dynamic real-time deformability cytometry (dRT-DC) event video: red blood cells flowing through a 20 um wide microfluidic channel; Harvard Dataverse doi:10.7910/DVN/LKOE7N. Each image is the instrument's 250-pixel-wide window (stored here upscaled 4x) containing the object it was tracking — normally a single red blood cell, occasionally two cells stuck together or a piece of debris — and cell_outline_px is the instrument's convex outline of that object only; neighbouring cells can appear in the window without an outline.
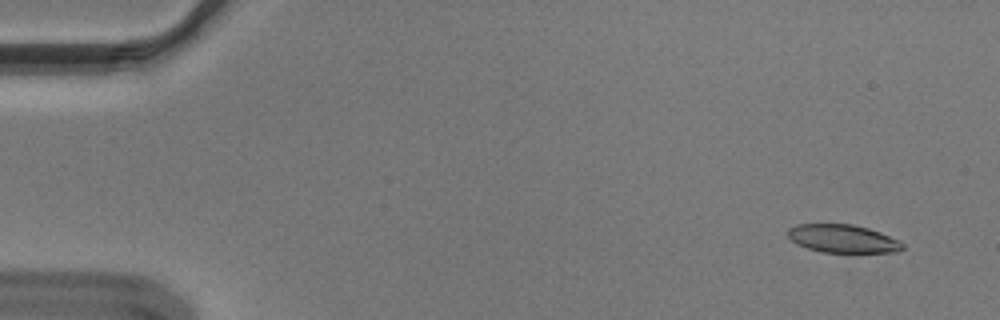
{"species": "Egyptian fruit bat (a non-hibernating species)", "species_latin": "Rousettus aegyptiacus", "temperature_condition": "cold", "stored_images_in_passage": 53, "camera_frame_rate_fps": 3000, "um_per_image_px": 0.085, "animal": {"sex": "male"}, "frame": {"image": 1, "passage_image": 1, "time_ms": 0.0, "image_size_px": [1000, 320], "cell_outline_px": [[904, 248], [900, 252], [820, 252], [796, 244], [788, 236], [788, 228], [796, 224], [852, 224], [868, 228], [880, 232], [900, 240], [904, 244]], "centroid_in_image_um": [71.66, 20.28], "position_along_channel_um": 13.3, "area_um2": 18.9}}
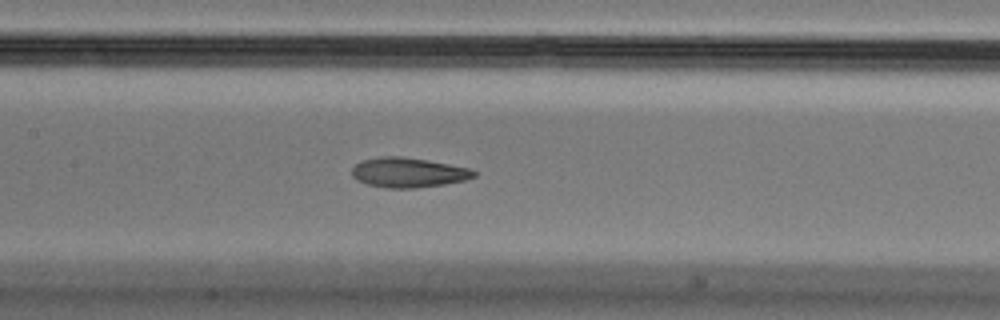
{"frame": {"image": 2, "passage_image": 24, "time_ms": 7.667, "image_size_px": [1000, 320], "cell_outline_px": [[476, 176], [464, 180], [444, 184], [416, 188], [388, 188], [368, 184], [356, 180], [352, 176], [352, 168], [360, 160], [380, 156], [400, 156], [428, 160], [468, 168], [476, 172]], "centroid_in_image_um": [34.66, 14.66], "position_along_channel_um": 172.7, "area_um2": 21.15}}
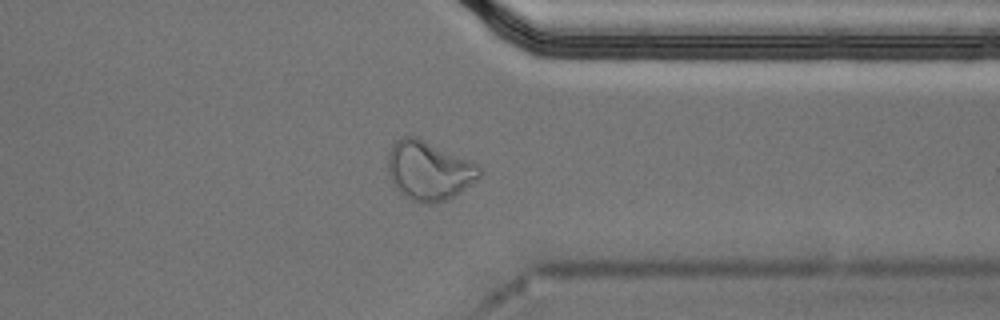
{"frame": {"image": 3, "passage_image": 41, "time_ms": 13.333, "image_size_px": [1000, 320], "cell_outline_px": [[484, 172], [476, 180], [460, 192], [444, 200], [432, 204], [420, 204], [404, 196], [396, 188], [388, 176], [388, 156], [392, 144], [400, 136], [416, 136], [480, 164]], "centroid_in_image_um": [36.46, 14.49], "position_along_channel_um": 374.9, "area_um2": 31.91}, "authors_computed_cell_mechanics": {"area_um2": 21.2704, "velocity_mm_per_s": 3.6104, "shape_relaxation_time_tau1_ms": null, "shape_relaxation_time_tau2_ms": 3.006, "deformation_change_tau1": null, "deformation_change_tau2": 0.1008}}